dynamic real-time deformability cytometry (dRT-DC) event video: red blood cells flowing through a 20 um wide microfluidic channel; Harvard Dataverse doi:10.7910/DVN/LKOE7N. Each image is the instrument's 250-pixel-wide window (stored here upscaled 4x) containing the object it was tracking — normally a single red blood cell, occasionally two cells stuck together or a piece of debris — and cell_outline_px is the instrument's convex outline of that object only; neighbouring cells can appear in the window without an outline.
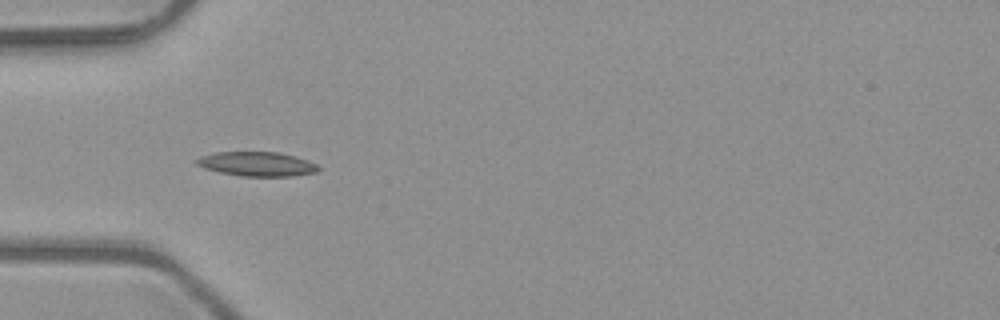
{"species": "common noctule bat (a hibernating species)", "species_latin": "Nyctalus noctula", "temperature_condition": "room temperature", "stored_images_in_passage": 7, "camera_frame_rate_fps": 3000, "um_per_image_px": 0.085, "animal": {"sex": "male", "body_mass_g": 23.1, "forearm_length_mm": 52.7}, "frame": {"image": 1, "passage_image": 4, "time_ms": 1.0, "image_size_px": [1000, 320], "cell_outline_px": [[320, 168], [316, 172], [292, 176], [240, 176], [220, 172], [204, 168], [196, 164], [192, 160], [200, 156], [216, 152], [280, 152], [296, 156], [308, 160], [316, 164]], "centroid_in_image_um": [21.81, 13.93], "position_along_channel_um": 63.2, "area_um2": 17.4}}
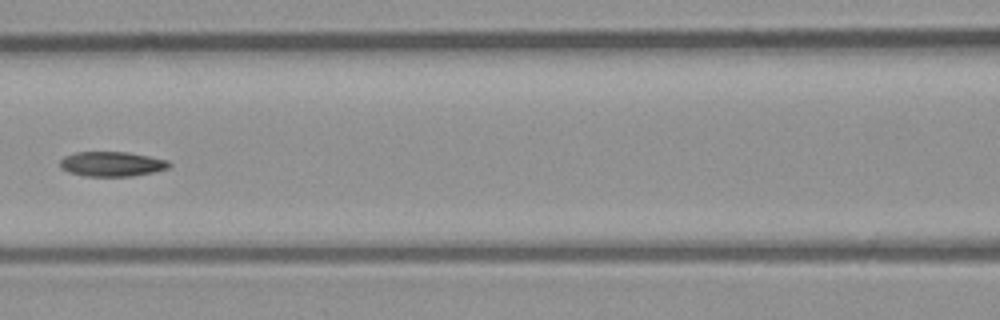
{"frame": {"image": 2, "passage_image": 6, "time_ms": 1.667, "image_size_px": [1000, 320], "cell_outline_px": [[172, 164], [168, 168], [152, 172], [132, 176], [84, 176], [68, 172], [60, 168], [60, 160], [64, 156], [76, 152], [128, 152], [168, 160]], "centroid_in_image_um": [9.48, 13.94], "position_along_channel_um": 157.1, "area_um2": 15.78}}
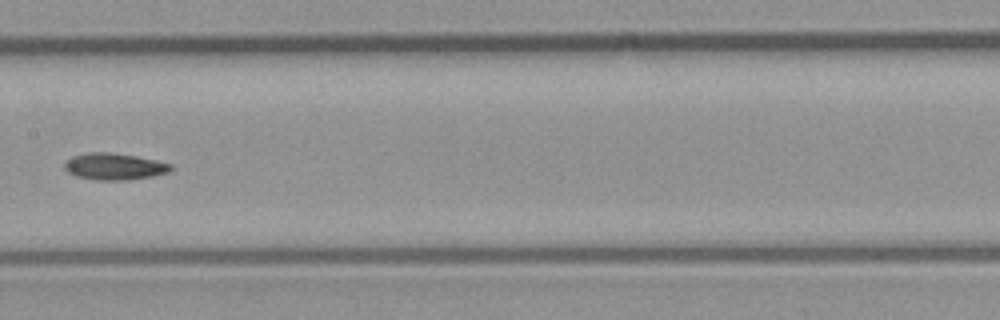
{"frame": {"image": 3, "passage_image": 7, "time_ms": 2.0, "image_size_px": [1000, 320], "cell_outline_px": [[172, 168], [168, 172], [152, 176], [128, 180], [96, 180], [76, 176], [68, 172], [64, 168], [64, 160], [72, 156], [88, 152], [112, 152], [136, 156], [156, 160], [172, 164]], "centroid_in_image_um": [9.68, 14.14], "position_along_channel_um": 197.7, "area_um2": 16.65}}